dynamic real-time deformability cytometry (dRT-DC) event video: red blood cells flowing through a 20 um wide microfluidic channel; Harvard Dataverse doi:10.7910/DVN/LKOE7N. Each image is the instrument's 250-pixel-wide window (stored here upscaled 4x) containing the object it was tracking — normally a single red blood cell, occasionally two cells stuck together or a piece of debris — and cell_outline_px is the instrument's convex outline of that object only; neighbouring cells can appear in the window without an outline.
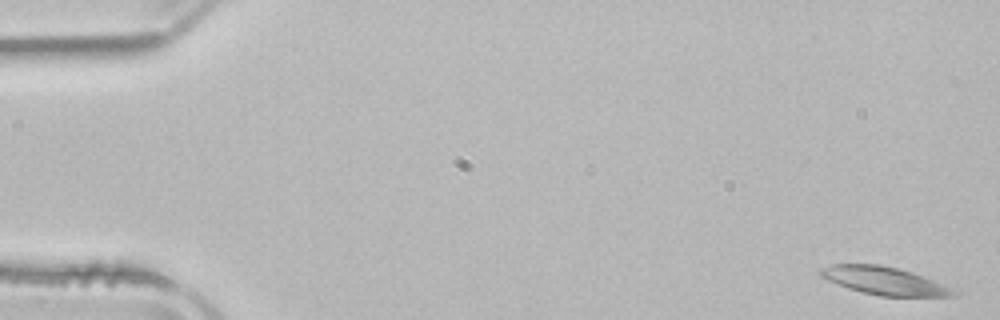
{"species": "common noctule bat (a hibernating species)", "species_latin": "Nyctalus noctula", "temperature_condition": "room temperature", "stored_images_in_passage": 5, "segment_of_instrument_passage": [1, 2], "camera_frame_rate_fps": 3000, "um_per_image_px": 0.085, "animal": {"sex": "male", "body_mass_g": 21.5, "forearm_length_mm": 52.0}, "frame": {"image": 1, "passage_image": 1, "time_ms": 0.0, "image_size_px": [1000, 320], "cell_outline_px": [[956, 296], [880, 296], [848, 288], [828, 280], [820, 276], [816, 272], [820, 268], [832, 264], [880, 264], [912, 272], [932, 280], [956, 292]], "centroid_in_image_um": [75.06, 23.85], "position_along_channel_um": 9.9, "area_um2": 21.21}}